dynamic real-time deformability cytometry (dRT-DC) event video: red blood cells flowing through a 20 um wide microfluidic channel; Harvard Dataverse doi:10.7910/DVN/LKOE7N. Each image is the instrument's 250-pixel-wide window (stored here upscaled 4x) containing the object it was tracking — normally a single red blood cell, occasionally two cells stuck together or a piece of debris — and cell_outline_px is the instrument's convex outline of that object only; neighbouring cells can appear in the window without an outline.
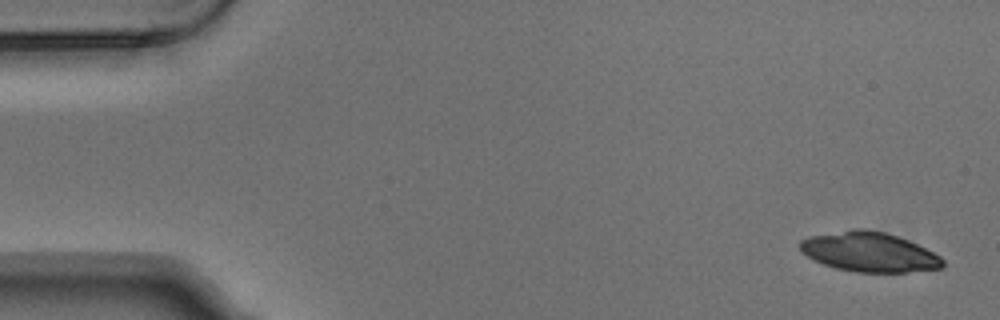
{"species": "Egyptian fruit bat (a non-hibernating species)", "species_latin": "Rousettus aegyptiacus", "temperature_condition": "warm", "stored_images_in_passage": 6, "camera_frame_rate_fps": 3000, "um_per_image_px": 0.085, "animal": {"sex": "male"}, "frame": {"image": 1, "passage_image": 1, "time_ms": 0.0, "image_size_px": [1000, 320], "cell_outline_px": [[944, 264], [940, 268], [904, 272], [856, 272], [836, 268], [824, 264], [800, 252], [800, 240], [808, 236], [852, 228], [868, 228], [884, 232], [908, 240], [940, 256], [944, 260]], "centroid_in_image_um": [73.84, 21.4], "position_along_channel_um": 11.2, "area_um2": 32.89}}
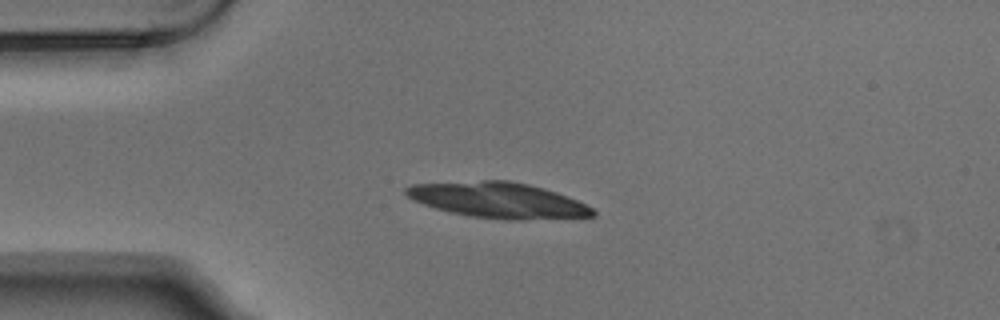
{"frame": {"image": 2, "passage_image": 4, "time_ms": 1.0, "image_size_px": [1000, 320], "cell_outline_px": [[596, 216], [520, 220], [508, 220], [468, 216], [436, 208], [424, 204], [408, 196], [404, 192], [404, 188], [412, 184], [484, 180], [508, 180], [528, 184], [544, 188], [556, 192], [576, 200], [592, 208], [596, 212]], "centroid_in_image_um": [42.35, 17.01], "position_along_channel_um": 42.7, "area_um2": 38.49}}